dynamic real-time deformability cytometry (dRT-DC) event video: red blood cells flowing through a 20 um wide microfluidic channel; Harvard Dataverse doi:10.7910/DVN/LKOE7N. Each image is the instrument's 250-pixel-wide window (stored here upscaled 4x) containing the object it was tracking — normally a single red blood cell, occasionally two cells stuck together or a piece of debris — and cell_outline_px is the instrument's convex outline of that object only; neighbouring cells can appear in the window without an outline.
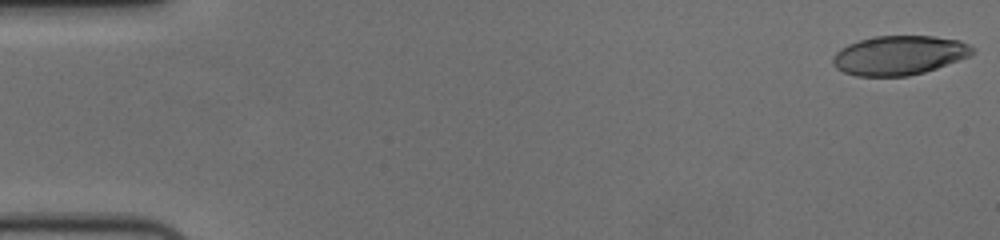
{"species": "human", "species_latin": "Homo sapiens", "temperature_condition": "cold", "stored_images_in_passage": 56, "camera_frame_rate_fps": 3000, "um_per_image_px": 0.085, "donor": {"sex": "female"}, "frame": {"image": 1, "passage_image": 1, "time_ms": 0.0, "image_size_px": [1000, 240], "cell_outline_px": [[976, 52], [968, 56], [936, 68], [924, 72], [908, 76], [856, 76], [844, 72], [836, 68], [832, 64], [832, 56], [840, 48], [848, 44], [872, 36], [932, 36], [960, 40], [976, 48]], "centroid_in_image_um": [76.41, 4.69], "position_along_channel_um": 8.6, "area_um2": 32.02}}
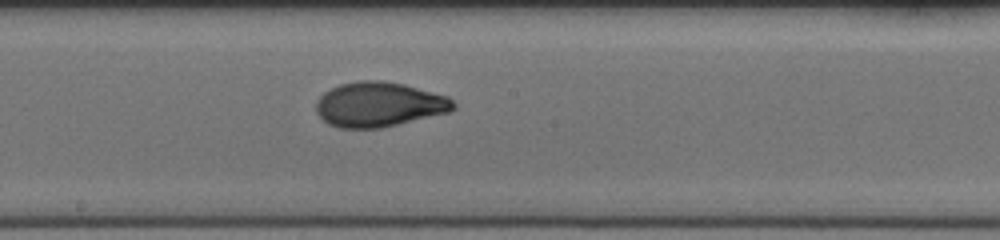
{"frame": {"image": 2, "passage_image": 31, "time_ms": 10.0, "image_size_px": [1000, 240], "cell_outline_px": [[456, 108], [448, 112], [380, 128], [340, 128], [328, 124], [316, 112], [316, 100], [324, 92], [340, 84], [360, 80], [380, 80], [404, 84], [448, 96], [456, 104]], "centroid_in_image_um": [32.2, 8.87], "position_along_channel_um": 216.0, "area_um2": 35.72}}
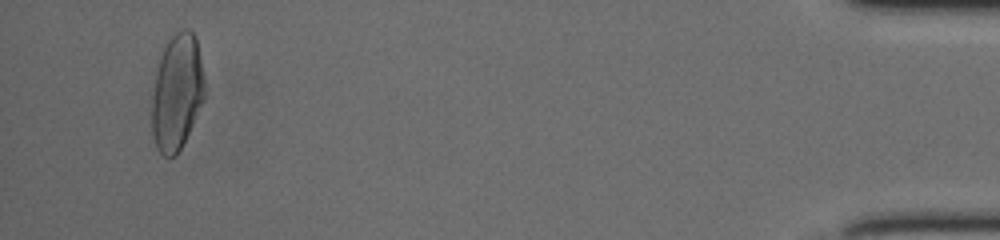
{"frame": {"image": 3, "passage_image": 54, "time_ms": 17.667, "image_size_px": [1000, 240], "cell_outline_px": [[204, 100], [176, 156], [164, 156], [156, 148], [152, 136], [152, 96], [160, 48], [180, 28], [188, 28], [196, 36], [204, 80]], "centroid_in_image_um": [15.01, 7.78], "position_along_channel_um": 420.2, "area_um2": 35.84}, "authors_computed_cell_mechanics": {"area_um2": 34.4488, "velocity_mm_per_s": 3.6929, "shape_relaxation_time_tau1_ms": 5.1477, "shape_relaxation_time_tau2_ms": 1.2969, "deformation_change_tau1": 0.2154, "deformation_change_tau2": 0.0554}}